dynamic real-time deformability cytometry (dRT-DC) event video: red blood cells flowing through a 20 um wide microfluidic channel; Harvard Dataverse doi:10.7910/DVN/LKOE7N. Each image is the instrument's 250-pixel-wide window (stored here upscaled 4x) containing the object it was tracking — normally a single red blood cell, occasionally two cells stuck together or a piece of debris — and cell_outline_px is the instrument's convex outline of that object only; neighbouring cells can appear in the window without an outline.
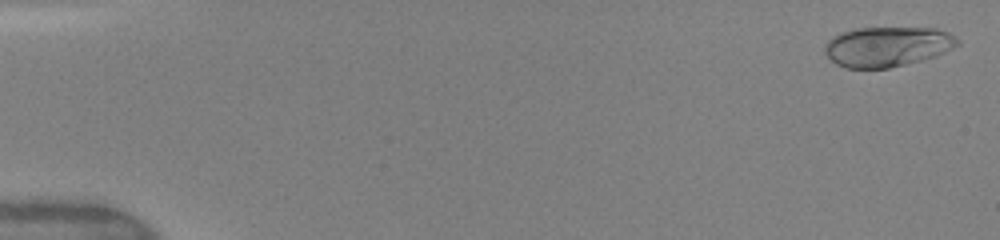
{"species": "human", "species_latin": "Homo sapiens", "temperature_condition": "warm", "stored_images_in_passage": 17, "camera_frame_rate_fps": 3000, "um_per_image_px": 0.085, "donor": {"sex": "female"}, "frame": {"image": 1, "passage_image": 2, "time_ms": 0.333, "image_size_px": [1000, 240], "cell_outline_px": [[960, 44], [936, 56], [888, 68], [844, 68], [836, 64], [824, 52], [824, 48], [828, 40], [832, 36], [840, 32], [856, 28], [936, 28], [948, 32], [960, 40]], "centroid_in_image_um": [75.41, 3.95], "position_along_channel_um": 9.6, "area_um2": 30.92}}
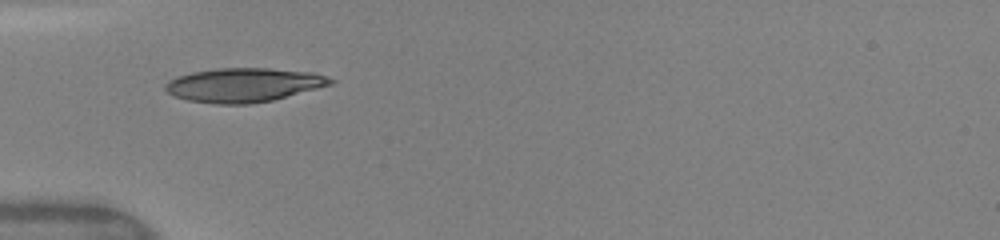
{"frame": {"image": 2, "passage_image": 11, "time_ms": 5.333, "image_size_px": [1000, 240], "cell_outline_px": [[336, 80], [332, 84], [272, 100], [248, 104], [216, 104], [188, 100], [172, 96], [164, 88], [164, 84], [168, 80], [176, 76], [192, 72], [220, 68], [268, 68], [316, 72]], "centroid_in_image_um": [20.69, 7.21], "position_along_channel_um": 64.3, "area_um2": 32.83}}
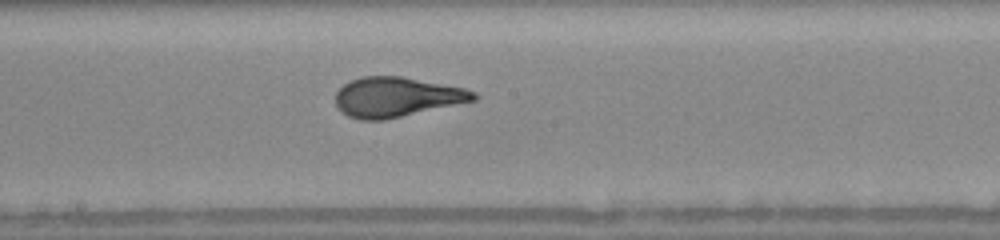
{"frame": {"image": 3, "passage_image": 16, "time_ms": 9.0, "image_size_px": [1000, 240], "cell_outline_px": [[480, 96], [476, 100], [384, 120], [360, 120], [348, 116], [336, 104], [336, 92], [344, 84], [352, 80], [364, 76], [400, 76], [464, 88], [476, 92]], "centroid_in_image_um": [33.73, 8.25], "position_along_channel_um": 214.5, "area_um2": 31.73}}